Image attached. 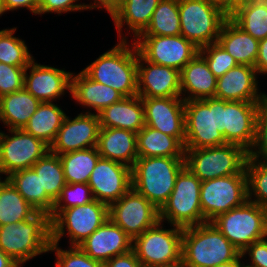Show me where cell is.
Returning a JSON list of instances; mask_svg holds the SVG:
<instances>
[{
	"label": "cell",
	"mask_w": 267,
	"mask_h": 267,
	"mask_svg": "<svg viewBox=\"0 0 267 267\" xmlns=\"http://www.w3.org/2000/svg\"><path fill=\"white\" fill-rule=\"evenodd\" d=\"M82 71L90 79L112 87L124 97L137 95V48L133 41L119 40Z\"/></svg>",
	"instance_id": "cell-1"
},
{
	"label": "cell",
	"mask_w": 267,
	"mask_h": 267,
	"mask_svg": "<svg viewBox=\"0 0 267 267\" xmlns=\"http://www.w3.org/2000/svg\"><path fill=\"white\" fill-rule=\"evenodd\" d=\"M51 221L47 213L0 226V249L21 267L37 256L49 253Z\"/></svg>",
	"instance_id": "cell-2"
},
{
	"label": "cell",
	"mask_w": 267,
	"mask_h": 267,
	"mask_svg": "<svg viewBox=\"0 0 267 267\" xmlns=\"http://www.w3.org/2000/svg\"><path fill=\"white\" fill-rule=\"evenodd\" d=\"M240 254L212 222L183 228L182 263L186 267H216Z\"/></svg>",
	"instance_id": "cell-3"
},
{
	"label": "cell",
	"mask_w": 267,
	"mask_h": 267,
	"mask_svg": "<svg viewBox=\"0 0 267 267\" xmlns=\"http://www.w3.org/2000/svg\"><path fill=\"white\" fill-rule=\"evenodd\" d=\"M184 166L185 157H138L131 168L132 188L160 209Z\"/></svg>",
	"instance_id": "cell-4"
},
{
	"label": "cell",
	"mask_w": 267,
	"mask_h": 267,
	"mask_svg": "<svg viewBox=\"0 0 267 267\" xmlns=\"http://www.w3.org/2000/svg\"><path fill=\"white\" fill-rule=\"evenodd\" d=\"M224 107L225 100L215 97L185 101V149L227 144Z\"/></svg>",
	"instance_id": "cell-5"
},
{
	"label": "cell",
	"mask_w": 267,
	"mask_h": 267,
	"mask_svg": "<svg viewBox=\"0 0 267 267\" xmlns=\"http://www.w3.org/2000/svg\"><path fill=\"white\" fill-rule=\"evenodd\" d=\"M158 221L132 240V250L143 267H170L182 263L183 228ZM166 227V228H165Z\"/></svg>",
	"instance_id": "cell-6"
},
{
	"label": "cell",
	"mask_w": 267,
	"mask_h": 267,
	"mask_svg": "<svg viewBox=\"0 0 267 267\" xmlns=\"http://www.w3.org/2000/svg\"><path fill=\"white\" fill-rule=\"evenodd\" d=\"M201 183L184 166L176 177L170 197L159 209V221L181 228L206 223L200 202Z\"/></svg>",
	"instance_id": "cell-7"
},
{
	"label": "cell",
	"mask_w": 267,
	"mask_h": 267,
	"mask_svg": "<svg viewBox=\"0 0 267 267\" xmlns=\"http://www.w3.org/2000/svg\"><path fill=\"white\" fill-rule=\"evenodd\" d=\"M247 158L248 151L232 143L185 149V166L202 182L224 176L247 174Z\"/></svg>",
	"instance_id": "cell-8"
},
{
	"label": "cell",
	"mask_w": 267,
	"mask_h": 267,
	"mask_svg": "<svg viewBox=\"0 0 267 267\" xmlns=\"http://www.w3.org/2000/svg\"><path fill=\"white\" fill-rule=\"evenodd\" d=\"M211 222L241 253L267 237V207L250 200L219 214Z\"/></svg>",
	"instance_id": "cell-9"
},
{
	"label": "cell",
	"mask_w": 267,
	"mask_h": 267,
	"mask_svg": "<svg viewBox=\"0 0 267 267\" xmlns=\"http://www.w3.org/2000/svg\"><path fill=\"white\" fill-rule=\"evenodd\" d=\"M181 34L199 49L218 40L229 17L221 8L205 0H178Z\"/></svg>",
	"instance_id": "cell-10"
},
{
	"label": "cell",
	"mask_w": 267,
	"mask_h": 267,
	"mask_svg": "<svg viewBox=\"0 0 267 267\" xmlns=\"http://www.w3.org/2000/svg\"><path fill=\"white\" fill-rule=\"evenodd\" d=\"M108 218V205L96 199L64 209L51 221V243L66 237L69 246H78Z\"/></svg>",
	"instance_id": "cell-11"
},
{
	"label": "cell",
	"mask_w": 267,
	"mask_h": 267,
	"mask_svg": "<svg viewBox=\"0 0 267 267\" xmlns=\"http://www.w3.org/2000/svg\"><path fill=\"white\" fill-rule=\"evenodd\" d=\"M248 200L247 174H236L206 180L201 183L200 202L203 218L211 222Z\"/></svg>",
	"instance_id": "cell-12"
},
{
	"label": "cell",
	"mask_w": 267,
	"mask_h": 267,
	"mask_svg": "<svg viewBox=\"0 0 267 267\" xmlns=\"http://www.w3.org/2000/svg\"><path fill=\"white\" fill-rule=\"evenodd\" d=\"M0 129V172L5 178L13 172L31 168L50 146L23 129Z\"/></svg>",
	"instance_id": "cell-13"
},
{
	"label": "cell",
	"mask_w": 267,
	"mask_h": 267,
	"mask_svg": "<svg viewBox=\"0 0 267 267\" xmlns=\"http://www.w3.org/2000/svg\"><path fill=\"white\" fill-rule=\"evenodd\" d=\"M133 42L145 60L178 71L199 53V48L182 35H139Z\"/></svg>",
	"instance_id": "cell-14"
},
{
	"label": "cell",
	"mask_w": 267,
	"mask_h": 267,
	"mask_svg": "<svg viewBox=\"0 0 267 267\" xmlns=\"http://www.w3.org/2000/svg\"><path fill=\"white\" fill-rule=\"evenodd\" d=\"M108 217L133 240L159 221V209L131 187L108 206Z\"/></svg>",
	"instance_id": "cell-15"
},
{
	"label": "cell",
	"mask_w": 267,
	"mask_h": 267,
	"mask_svg": "<svg viewBox=\"0 0 267 267\" xmlns=\"http://www.w3.org/2000/svg\"><path fill=\"white\" fill-rule=\"evenodd\" d=\"M71 71L38 63L34 58L26 67L24 88L40 102H56L70 95Z\"/></svg>",
	"instance_id": "cell-16"
},
{
	"label": "cell",
	"mask_w": 267,
	"mask_h": 267,
	"mask_svg": "<svg viewBox=\"0 0 267 267\" xmlns=\"http://www.w3.org/2000/svg\"><path fill=\"white\" fill-rule=\"evenodd\" d=\"M100 123L98 114L77 113L74 118L66 115L50 151L57 155L97 147Z\"/></svg>",
	"instance_id": "cell-17"
},
{
	"label": "cell",
	"mask_w": 267,
	"mask_h": 267,
	"mask_svg": "<svg viewBox=\"0 0 267 267\" xmlns=\"http://www.w3.org/2000/svg\"><path fill=\"white\" fill-rule=\"evenodd\" d=\"M88 185L94 199L109 206L132 187L131 168L100 157L91 172Z\"/></svg>",
	"instance_id": "cell-18"
},
{
	"label": "cell",
	"mask_w": 267,
	"mask_h": 267,
	"mask_svg": "<svg viewBox=\"0 0 267 267\" xmlns=\"http://www.w3.org/2000/svg\"><path fill=\"white\" fill-rule=\"evenodd\" d=\"M145 125L185 142V101L182 97H141Z\"/></svg>",
	"instance_id": "cell-19"
},
{
	"label": "cell",
	"mask_w": 267,
	"mask_h": 267,
	"mask_svg": "<svg viewBox=\"0 0 267 267\" xmlns=\"http://www.w3.org/2000/svg\"><path fill=\"white\" fill-rule=\"evenodd\" d=\"M137 95L181 97L180 71L145 60L137 51Z\"/></svg>",
	"instance_id": "cell-20"
},
{
	"label": "cell",
	"mask_w": 267,
	"mask_h": 267,
	"mask_svg": "<svg viewBox=\"0 0 267 267\" xmlns=\"http://www.w3.org/2000/svg\"><path fill=\"white\" fill-rule=\"evenodd\" d=\"M256 69L238 64L217 78L215 98L226 101L260 102L266 95L261 91Z\"/></svg>",
	"instance_id": "cell-21"
},
{
	"label": "cell",
	"mask_w": 267,
	"mask_h": 267,
	"mask_svg": "<svg viewBox=\"0 0 267 267\" xmlns=\"http://www.w3.org/2000/svg\"><path fill=\"white\" fill-rule=\"evenodd\" d=\"M258 105L259 102L225 100L224 127L227 143L250 151L256 136Z\"/></svg>",
	"instance_id": "cell-22"
},
{
	"label": "cell",
	"mask_w": 267,
	"mask_h": 267,
	"mask_svg": "<svg viewBox=\"0 0 267 267\" xmlns=\"http://www.w3.org/2000/svg\"><path fill=\"white\" fill-rule=\"evenodd\" d=\"M78 246L92 259L105 263L132 250V239L108 218Z\"/></svg>",
	"instance_id": "cell-23"
},
{
	"label": "cell",
	"mask_w": 267,
	"mask_h": 267,
	"mask_svg": "<svg viewBox=\"0 0 267 267\" xmlns=\"http://www.w3.org/2000/svg\"><path fill=\"white\" fill-rule=\"evenodd\" d=\"M70 99L86 108L82 113L98 114L104 108L120 101L124 96L112 87L90 79L82 70L71 74ZM91 109V110H90ZM94 111V112H92Z\"/></svg>",
	"instance_id": "cell-24"
},
{
	"label": "cell",
	"mask_w": 267,
	"mask_h": 267,
	"mask_svg": "<svg viewBox=\"0 0 267 267\" xmlns=\"http://www.w3.org/2000/svg\"><path fill=\"white\" fill-rule=\"evenodd\" d=\"M161 0H124L110 16L117 30V40L134 41L149 26L152 14ZM127 32L124 33V30ZM132 33V34H131ZM129 35V36H128Z\"/></svg>",
	"instance_id": "cell-25"
},
{
	"label": "cell",
	"mask_w": 267,
	"mask_h": 267,
	"mask_svg": "<svg viewBox=\"0 0 267 267\" xmlns=\"http://www.w3.org/2000/svg\"><path fill=\"white\" fill-rule=\"evenodd\" d=\"M217 78L198 53L180 71L181 97L184 101L215 97Z\"/></svg>",
	"instance_id": "cell-26"
},
{
	"label": "cell",
	"mask_w": 267,
	"mask_h": 267,
	"mask_svg": "<svg viewBox=\"0 0 267 267\" xmlns=\"http://www.w3.org/2000/svg\"><path fill=\"white\" fill-rule=\"evenodd\" d=\"M137 133L118 129L100 127L97 149L101 158L110 159L132 168L137 153Z\"/></svg>",
	"instance_id": "cell-27"
},
{
	"label": "cell",
	"mask_w": 267,
	"mask_h": 267,
	"mask_svg": "<svg viewBox=\"0 0 267 267\" xmlns=\"http://www.w3.org/2000/svg\"><path fill=\"white\" fill-rule=\"evenodd\" d=\"M100 127L138 133L145 126L144 105L138 95L124 97L98 113Z\"/></svg>",
	"instance_id": "cell-28"
},
{
	"label": "cell",
	"mask_w": 267,
	"mask_h": 267,
	"mask_svg": "<svg viewBox=\"0 0 267 267\" xmlns=\"http://www.w3.org/2000/svg\"><path fill=\"white\" fill-rule=\"evenodd\" d=\"M217 42L238 64L254 67L259 52V41L241 29L230 17L222 25Z\"/></svg>",
	"instance_id": "cell-29"
},
{
	"label": "cell",
	"mask_w": 267,
	"mask_h": 267,
	"mask_svg": "<svg viewBox=\"0 0 267 267\" xmlns=\"http://www.w3.org/2000/svg\"><path fill=\"white\" fill-rule=\"evenodd\" d=\"M41 102L25 88L0 97V123L4 129H24Z\"/></svg>",
	"instance_id": "cell-30"
},
{
	"label": "cell",
	"mask_w": 267,
	"mask_h": 267,
	"mask_svg": "<svg viewBox=\"0 0 267 267\" xmlns=\"http://www.w3.org/2000/svg\"><path fill=\"white\" fill-rule=\"evenodd\" d=\"M138 157H185L184 145L173 136L145 125L137 133Z\"/></svg>",
	"instance_id": "cell-31"
},
{
	"label": "cell",
	"mask_w": 267,
	"mask_h": 267,
	"mask_svg": "<svg viewBox=\"0 0 267 267\" xmlns=\"http://www.w3.org/2000/svg\"><path fill=\"white\" fill-rule=\"evenodd\" d=\"M56 102H41L37 111L29 119L24 131L51 145L67 115Z\"/></svg>",
	"instance_id": "cell-32"
},
{
	"label": "cell",
	"mask_w": 267,
	"mask_h": 267,
	"mask_svg": "<svg viewBox=\"0 0 267 267\" xmlns=\"http://www.w3.org/2000/svg\"><path fill=\"white\" fill-rule=\"evenodd\" d=\"M6 178L38 212L51 214L54 208V201L46 192H41L40 177L32 168L13 172Z\"/></svg>",
	"instance_id": "cell-33"
},
{
	"label": "cell",
	"mask_w": 267,
	"mask_h": 267,
	"mask_svg": "<svg viewBox=\"0 0 267 267\" xmlns=\"http://www.w3.org/2000/svg\"><path fill=\"white\" fill-rule=\"evenodd\" d=\"M37 212L7 178L0 182V226L30 219Z\"/></svg>",
	"instance_id": "cell-34"
},
{
	"label": "cell",
	"mask_w": 267,
	"mask_h": 267,
	"mask_svg": "<svg viewBox=\"0 0 267 267\" xmlns=\"http://www.w3.org/2000/svg\"><path fill=\"white\" fill-rule=\"evenodd\" d=\"M66 183H85L100 158L97 147L76 150L59 155Z\"/></svg>",
	"instance_id": "cell-35"
},
{
	"label": "cell",
	"mask_w": 267,
	"mask_h": 267,
	"mask_svg": "<svg viewBox=\"0 0 267 267\" xmlns=\"http://www.w3.org/2000/svg\"><path fill=\"white\" fill-rule=\"evenodd\" d=\"M229 17L256 40L267 37V1L255 0L242 4Z\"/></svg>",
	"instance_id": "cell-36"
},
{
	"label": "cell",
	"mask_w": 267,
	"mask_h": 267,
	"mask_svg": "<svg viewBox=\"0 0 267 267\" xmlns=\"http://www.w3.org/2000/svg\"><path fill=\"white\" fill-rule=\"evenodd\" d=\"M31 168L40 177L41 192H46L55 202L67 184L59 155L49 150Z\"/></svg>",
	"instance_id": "cell-37"
},
{
	"label": "cell",
	"mask_w": 267,
	"mask_h": 267,
	"mask_svg": "<svg viewBox=\"0 0 267 267\" xmlns=\"http://www.w3.org/2000/svg\"><path fill=\"white\" fill-rule=\"evenodd\" d=\"M181 34L178 0H161L149 26L141 35L176 36Z\"/></svg>",
	"instance_id": "cell-38"
},
{
	"label": "cell",
	"mask_w": 267,
	"mask_h": 267,
	"mask_svg": "<svg viewBox=\"0 0 267 267\" xmlns=\"http://www.w3.org/2000/svg\"><path fill=\"white\" fill-rule=\"evenodd\" d=\"M17 27L0 30V63L27 67L34 59L26 41L15 36Z\"/></svg>",
	"instance_id": "cell-39"
},
{
	"label": "cell",
	"mask_w": 267,
	"mask_h": 267,
	"mask_svg": "<svg viewBox=\"0 0 267 267\" xmlns=\"http://www.w3.org/2000/svg\"><path fill=\"white\" fill-rule=\"evenodd\" d=\"M245 170L248 180V200L267 207V160L248 156Z\"/></svg>",
	"instance_id": "cell-40"
},
{
	"label": "cell",
	"mask_w": 267,
	"mask_h": 267,
	"mask_svg": "<svg viewBox=\"0 0 267 267\" xmlns=\"http://www.w3.org/2000/svg\"><path fill=\"white\" fill-rule=\"evenodd\" d=\"M94 200L91 188L85 183H67L61 190L49 215L52 221L62 210L84 205Z\"/></svg>",
	"instance_id": "cell-41"
},
{
	"label": "cell",
	"mask_w": 267,
	"mask_h": 267,
	"mask_svg": "<svg viewBox=\"0 0 267 267\" xmlns=\"http://www.w3.org/2000/svg\"><path fill=\"white\" fill-rule=\"evenodd\" d=\"M55 255V267H104V263L89 257L79 246L61 247L51 243L49 253Z\"/></svg>",
	"instance_id": "cell-42"
},
{
	"label": "cell",
	"mask_w": 267,
	"mask_h": 267,
	"mask_svg": "<svg viewBox=\"0 0 267 267\" xmlns=\"http://www.w3.org/2000/svg\"><path fill=\"white\" fill-rule=\"evenodd\" d=\"M199 54L205 59L209 70L216 78L223 76L231 68L238 65L235 59L218 42L201 47Z\"/></svg>",
	"instance_id": "cell-43"
},
{
	"label": "cell",
	"mask_w": 267,
	"mask_h": 267,
	"mask_svg": "<svg viewBox=\"0 0 267 267\" xmlns=\"http://www.w3.org/2000/svg\"><path fill=\"white\" fill-rule=\"evenodd\" d=\"M248 156L267 160V95L259 102L255 141Z\"/></svg>",
	"instance_id": "cell-44"
},
{
	"label": "cell",
	"mask_w": 267,
	"mask_h": 267,
	"mask_svg": "<svg viewBox=\"0 0 267 267\" xmlns=\"http://www.w3.org/2000/svg\"><path fill=\"white\" fill-rule=\"evenodd\" d=\"M25 69L0 63V97L24 88Z\"/></svg>",
	"instance_id": "cell-45"
},
{
	"label": "cell",
	"mask_w": 267,
	"mask_h": 267,
	"mask_svg": "<svg viewBox=\"0 0 267 267\" xmlns=\"http://www.w3.org/2000/svg\"><path fill=\"white\" fill-rule=\"evenodd\" d=\"M79 1L80 0H40L38 15L42 16L44 14L54 13L61 16L62 13L90 11L88 3Z\"/></svg>",
	"instance_id": "cell-46"
},
{
	"label": "cell",
	"mask_w": 267,
	"mask_h": 267,
	"mask_svg": "<svg viewBox=\"0 0 267 267\" xmlns=\"http://www.w3.org/2000/svg\"><path fill=\"white\" fill-rule=\"evenodd\" d=\"M241 255L252 266L267 267V237L249 245Z\"/></svg>",
	"instance_id": "cell-47"
},
{
	"label": "cell",
	"mask_w": 267,
	"mask_h": 267,
	"mask_svg": "<svg viewBox=\"0 0 267 267\" xmlns=\"http://www.w3.org/2000/svg\"><path fill=\"white\" fill-rule=\"evenodd\" d=\"M104 267H143L133 250L117 255L104 263Z\"/></svg>",
	"instance_id": "cell-48"
},
{
	"label": "cell",
	"mask_w": 267,
	"mask_h": 267,
	"mask_svg": "<svg viewBox=\"0 0 267 267\" xmlns=\"http://www.w3.org/2000/svg\"><path fill=\"white\" fill-rule=\"evenodd\" d=\"M3 4L7 13L17 11L19 9H27L30 13L38 15V7L40 0H3Z\"/></svg>",
	"instance_id": "cell-49"
},
{
	"label": "cell",
	"mask_w": 267,
	"mask_h": 267,
	"mask_svg": "<svg viewBox=\"0 0 267 267\" xmlns=\"http://www.w3.org/2000/svg\"><path fill=\"white\" fill-rule=\"evenodd\" d=\"M254 68L259 76L267 75V37L259 41V52Z\"/></svg>",
	"instance_id": "cell-50"
},
{
	"label": "cell",
	"mask_w": 267,
	"mask_h": 267,
	"mask_svg": "<svg viewBox=\"0 0 267 267\" xmlns=\"http://www.w3.org/2000/svg\"><path fill=\"white\" fill-rule=\"evenodd\" d=\"M93 1V2H92ZM124 2V0H91L89 3L90 10H105L108 15H112L114 11Z\"/></svg>",
	"instance_id": "cell-51"
},
{
	"label": "cell",
	"mask_w": 267,
	"mask_h": 267,
	"mask_svg": "<svg viewBox=\"0 0 267 267\" xmlns=\"http://www.w3.org/2000/svg\"><path fill=\"white\" fill-rule=\"evenodd\" d=\"M0 267H21L9 255L0 249Z\"/></svg>",
	"instance_id": "cell-52"
},
{
	"label": "cell",
	"mask_w": 267,
	"mask_h": 267,
	"mask_svg": "<svg viewBox=\"0 0 267 267\" xmlns=\"http://www.w3.org/2000/svg\"><path fill=\"white\" fill-rule=\"evenodd\" d=\"M205 1L221 8L224 12H226L229 15V0H205Z\"/></svg>",
	"instance_id": "cell-53"
},
{
	"label": "cell",
	"mask_w": 267,
	"mask_h": 267,
	"mask_svg": "<svg viewBox=\"0 0 267 267\" xmlns=\"http://www.w3.org/2000/svg\"><path fill=\"white\" fill-rule=\"evenodd\" d=\"M255 0H229V15L234 11L238 6L246 4Z\"/></svg>",
	"instance_id": "cell-54"
},
{
	"label": "cell",
	"mask_w": 267,
	"mask_h": 267,
	"mask_svg": "<svg viewBox=\"0 0 267 267\" xmlns=\"http://www.w3.org/2000/svg\"><path fill=\"white\" fill-rule=\"evenodd\" d=\"M216 267H239V256L233 261L221 263Z\"/></svg>",
	"instance_id": "cell-55"
},
{
	"label": "cell",
	"mask_w": 267,
	"mask_h": 267,
	"mask_svg": "<svg viewBox=\"0 0 267 267\" xmlns=\"http://www.w3.org/2000/svg\"><path fill=\"white\" fill-rule=\"evenodd\" d=\"M239 267H255V266H252V265L248 264L247 262L245 263V260L243 261V257L240 254L239 255Z\"/></svg>",
	"instance_id": "cell-56"
},
{
	"label": "cell",
	"mask_w": 267,
	"mask_h": 267,
	"mask_svg": "<svg viewBox=\"0 0 267 267\" xmlns=\"http://www.w3.org/2000/svg\"><path fill=\"white\" fill-rule=\"evenodd\" d=\"M6 10L3 4V0H0V18L2 17V15L6 14Z\"/></svg>",
	"instance_id": "cell-57"
},
{
	"label": "cell",
	"mask_w": 267,
	"mask_h": 267,
	"mask_svg": "<svg viewBox=\"0 0 267 267\" xmlns=\"http://www.w3.org/2000/svg\"><path fill=\"white\" fill-rule=\"evenodd\" d=\"M170 267H186L183 263L177 264L175 266H170Z\"/></svg>",
	"instance_id": "cell-58"
},
{
	"label": "cell",
	"mask_w": 267,
	"mask_h": 267,
	"mask_svg": "<svg viewBox=\"0 0 267 267\" xmlns=\"http://www.w3.org/2000/svg\"><path fill=\"white\" fill-rule=\"evenodd\" d=\"M5 177L2 176L1 172H0V182L4 179Z\"/></svg>",
	"instance_id": "cell-59"
}]
</instances>
